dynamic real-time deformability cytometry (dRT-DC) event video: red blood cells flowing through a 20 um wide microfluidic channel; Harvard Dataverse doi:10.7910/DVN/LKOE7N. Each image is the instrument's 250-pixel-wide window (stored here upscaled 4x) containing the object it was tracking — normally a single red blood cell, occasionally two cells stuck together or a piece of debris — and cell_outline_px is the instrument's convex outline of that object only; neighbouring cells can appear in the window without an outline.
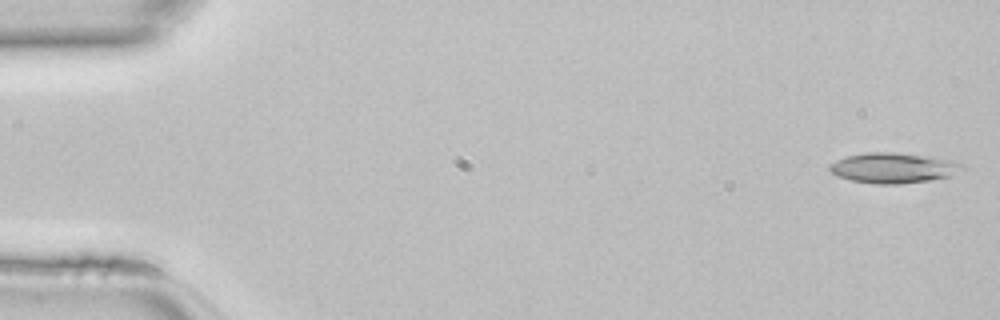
{"species": "common noctule bat (a hibernating species)", "species_latin": "Nyctalus noctula", "temperature_condition": "room temperature", "stored_images_in_passage": 45, "camera_frame_rate_fps": 3000, "um_per_image_px": 0.085, "animal": {"sex": "female", "body_mass_g": 22.7, "forearm_length_mm": 54.2}, "frame": {"image": 1, "passage_image": 1, "time_ms": 0.0, "image_size_px": [1000, 320], "cell_outline_px": [[964, 168], [948, 176], [928, 180], [900, 184], [876, 184], [852, 180], [836, 176], [828, 168], [836, 160], [848, 156], [868, 152], [896, 152], [924, 156], [948, 160], [964, 164]], "centroid_in_image_um": [75.89, 14.27], "position_along_channel_um": 9.1, "area_um2": 22.95}}
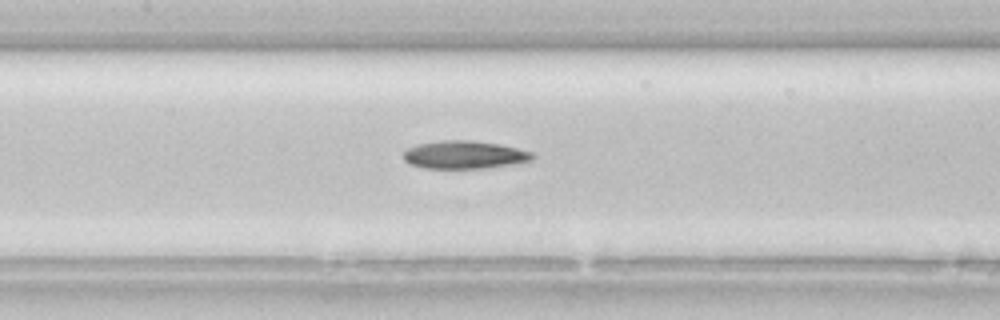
{"frame": {"image": 2, "passage_image": 21, "time_ms": 6.667, "image_size_px": [1000, 320], "cell_outline_px": [[536, 156], [532, 160], [484, 168], [424, 168], [408, 164], [404, 160], [404, 152], [408, 148], [416, 144], [444, 140], [472, 140], [500, 144], [532, 152]], "centroid_in_image_um": [39.44, 13.15], "position_along_channel_um": 168.0, "area_um2": 20.92}}
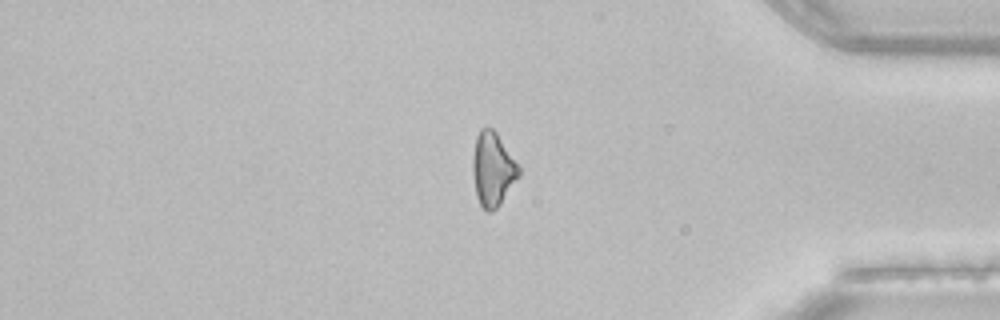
{"frame": {"image": 3, "passage_image": 38, "time_ms": 12.333, "image_size_px": [1000, 320], "cell_outline_px": [[520, 176], [500, 204], [492, 212], [484, 212], [476, 196], [472, 172], [472, 160], [476, 136], [480, 128], [492, 128], [496, 132], [520, 168]], "centroid_in_image_um": [41.87, 14.41], "position_along_channel_um": 393.3, "area_um2": 19.88}}